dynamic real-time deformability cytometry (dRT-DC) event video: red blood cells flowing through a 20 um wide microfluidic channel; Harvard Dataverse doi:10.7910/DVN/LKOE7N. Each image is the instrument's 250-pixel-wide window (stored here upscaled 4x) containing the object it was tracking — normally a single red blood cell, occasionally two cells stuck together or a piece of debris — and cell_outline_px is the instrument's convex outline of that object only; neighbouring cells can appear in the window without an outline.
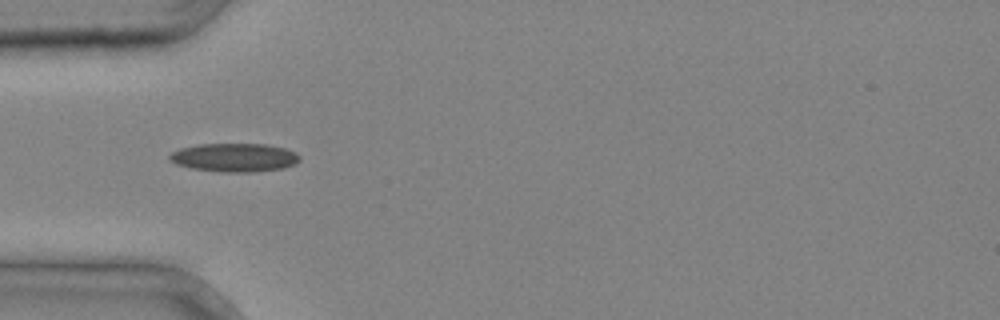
{"species": "common noctule bat (a hibernating species)", "species_latin": "Nyctalus noctula", "temperature_condition": "cold", "stored_images_in_passage": 4, "camera_frame_rate_fps": 3000, "um_per_image_px": 0.085, "animal": {"sex": "male", "body_mass_g": 20.4}, "frame": {"image": 1, "passage_image": 4, "time_ms": 1.0, "image_size_px": [1000, 320], "cell_outline_px": [[300, 160], [296, 164], [284, 168], [252, 172], [224, 172], [192, 168], [176, 164], [168, 160], [168, 156], [172, 152], [180, 148], [196, 144], [264, 144], [284, 148], [296, 152], [300, 156]], "centroid_in_image_um": [19.93, 13.39], "position_along_channel_um": 65.1, "area_um2": 21.73}}